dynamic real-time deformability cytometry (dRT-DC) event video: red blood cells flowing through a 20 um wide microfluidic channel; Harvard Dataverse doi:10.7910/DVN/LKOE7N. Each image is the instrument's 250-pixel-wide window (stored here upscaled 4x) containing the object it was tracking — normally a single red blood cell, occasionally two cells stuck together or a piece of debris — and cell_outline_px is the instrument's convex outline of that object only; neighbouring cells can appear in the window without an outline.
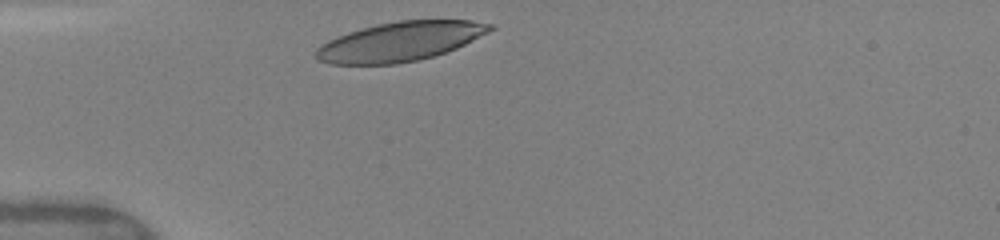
{"species": "human", "species_latin": "Homo sapiens", "temperature_condition": "warm", "stored_images_in_passage": 11, "camera_frame_rate_fps": 3000, "um_per_image_px": 0.085, "donor": {"sex": "female"}, "frame": {"image": 1, "passage_image": 1, "time_ms": 0.0, "image_size_px": [1000, 240], "cell_outline_px": [[496, 28], [456, 48], [420, 60], [396, 64], [332, 64], [320, 60], [316, 56], [316, 48], [320, 44], [328, 40], [348, 32], [380, 24], [400, 20], [472, 20], [496, 24]], "centroid_in_image_um": [34.04, 3.52], "position_along_channel_um": 51.0, "area_um2": 39.59}}
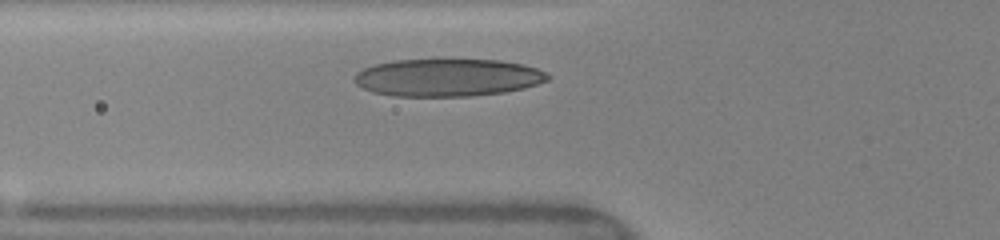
{"frame": {"image": 2, "passage_image": 8, "time_ms": 1.333, "image_size_px": [1000, 240], "cell_outline_px": [[552, 76], [548, 80], [524, 88], [504, 92], [472, 96], [392, 96], [372, 92], [356, 84], [352, 76], [356, 72], [364, 68], [376, 64], [396, 60], [500, 60], [524, 64], [548, 72]], "centroid_in_image_um": [38.06, 6.59], "position_along_channel_um": 87.7, "area_um2": 42.48}}